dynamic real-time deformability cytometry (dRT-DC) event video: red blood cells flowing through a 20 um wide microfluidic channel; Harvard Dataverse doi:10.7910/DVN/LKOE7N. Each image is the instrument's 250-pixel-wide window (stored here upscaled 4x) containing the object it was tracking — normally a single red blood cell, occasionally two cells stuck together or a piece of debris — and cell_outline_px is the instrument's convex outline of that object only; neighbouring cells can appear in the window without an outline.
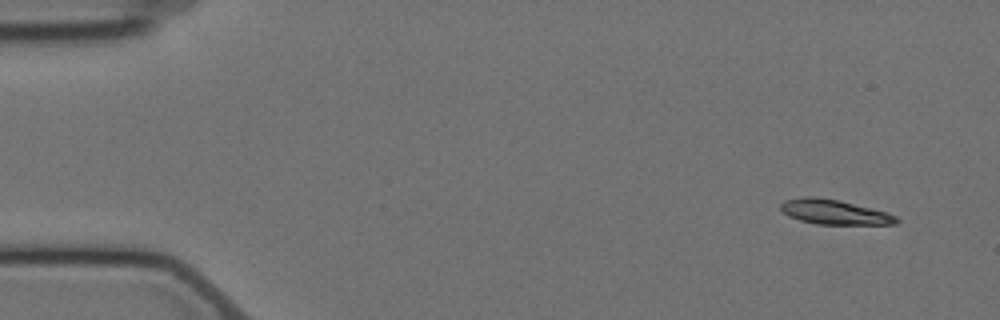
{"species": "Egyptian fruit bat (a non-hibernating species)", "species_latin": "Rousettus aegyptiacus", "temperature_condition": "cold", "stored_images_in_passage": 5, "camera_frame_rate_fps": 3000, "um_per_image_px": 0.085, "animal": {"sex": "female"}, "frame": {"image": 1, "passage_image": 1, "time_ms": 0.0, "image_size_px": [1000, 320], "cell_outline_px": [[900, 220], [896, 224], [816, 224], [800, 220], [788, 216], [780, 208], [780, 204], [784, 200], [800, 196], [816, 196], [840, 200], [888, 212], [896, 216]], "centroid_in_image_um": [70.9, 18.0], "position_along_channel_um": 14.1, "area_um2": 16.88}}
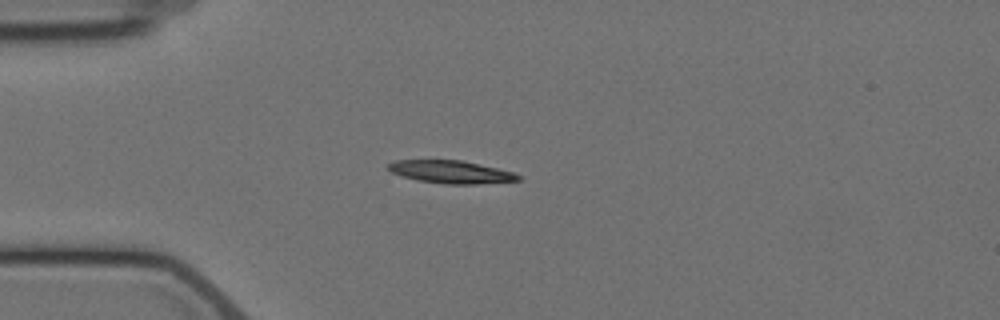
{"frame": {"image": 2, "passage_image": 4, "time_ms": 3.667, "image_size_px": [1000, 320], "cell_outline_px": [[524, 176], [520, 180], [476, 184], [444, 184], [416, 180], [400, 176], [392, 172], [388, 168], [388, 164], [396, 160], [460, 160], [496, 168], [512, 172]], "centroid_in_image_um": [38.32, 14.62], "position_along_channel_um": 46.7, "area_um2": 17.17}}